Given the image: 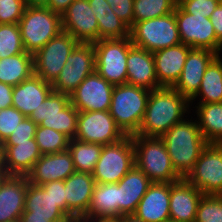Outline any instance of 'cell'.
Segmentation results:
<instances>
[{"mask_svg":"<svg viewBox=\"0 0 222 222\" xmlns=\"http://www.w3.org/2000/svg\"><path fill=\"white\" fill-rule=\"evenodd\" d=\"M96 72L110 84L127 83V55L131 38L100 39L94 44Z\"/></svg>","mask_w":222,"mask_h":222,"instance_id":"cell-8","label":"cell"},{"mask_svg":"<svg viewBox=\"0 0 222 222\" xmlns=\"http://www.w3.org/2000/svg\"><path fill=\"white\" fill-rule=\"evenodd\" d=\"M178 0H134L133 25L139 21L158 18L175 11Z\"/></svg>","mask_w":222,"mask_h":222,"instance_id":"cell-35","label":"cell"},{"mask_svg":"<svg viewBox=\"0 0 222 222\" xmlns=\"http://www.w3.org/2000/svg\"><path fill=\"white\" fill-rule=\"evenodd\" d=\"M76 222H119L118 217L80 218Z\"/></svg>","mask_w":222,"mask_h":222,"instance_id":"cell-49","label":"cell"},{"mask_svg":"<svg viewBox=\"0 0 222 222\" xmlns=\"http://www.w3.org/2000/svg\"><path fill=\"white\" fill-rule=\"evenodd\" d=\"M217 56L218 54L211 50L191 48L181 76L173 88L190 101L199 90L204 72Z\"/></svg>","mask_w":222,"mask_h":222,"instance_id":"cell-17","label":"cell"},{"mask_svg":"<svg viewBox=\"0 0 222 222\" xmlns=\"http://www.w3.org/2000/svg\"><path fill=\"white\" fill-rule=\"evenodd\" d=\"M221 0H178V6L186 13L209 18Z\"/></svg>","mask_w":222,"mask_h":222,"instance_id":"cell-41","label":"cell"},{"mask_svg":"<svg viewBox=\"0 0 222 222\" xmlns=\"http://www.w3.org/2000/svg\"><path fill=\"white\" fill-rule=\"evenodd\" d=\"M26 52L19 24H0V59Z\"/></svg>","mask_w":222,"mask_h":222,"instance_id":"cell-37","label":"cell"},{"mask_svg":"<svg viewBox=\"0 0 222 222\" xmlns=\"http://www.w3.org/2000/svg\"><path fill=\"white\" fill-rule=\"evenodd\" d=\"M161 139L165 143L173 168L182 178L193 169L201 152L208 145L196 120L193 122L184 119L169 129Z\"/></svg>","mask_w":222,"mask_h":222,"instance_id":"cell-2","label":"cell"},{"mask_svg":"<svg viewBox=\"0 0 222 222\" xmlns=\"http://www.w3.org/2000/svg\"><path fill=\"white\" fill-rule=\"evenodd\" d=\"M190 101L173 87L150 91L145 114L135 135L161 138L174 125L184 120Z\"/></svg>","mask_w":222,"mask_h":222,"instance_id":"cell-1","label":"cell"},{"mask_svg":"<svg viewBox=\"0 0 222 222\" xmlns=\"http://www.w3.org/2000/svg\"><path fill=\"white\" fill-rule=\"evenodd\" d=\"M62 30L79 43L98 41V22L88 0H74L61 16Z\"/></svg>","mask_w":222,"mask_h":222,"instance_id":"cell-16","label":"cell"},{"mask_svg":"<svg viewBox=\"0 0 222 222\" xmlns=\"http://www.w3.org/2000/svg\"><path fill=\"white\" fill-rule=\"evenodd\" d=\"M13 86L0 82V110L12 107Z\"/></svg>","mask_w":222,"mask_h":222,"instance_id":"cell-45","label":"cell"},{"mask_svg":"<svg viewBox=\"0 0 222 222\" xmlns=\"http://www.w3.org/2000/svg\"><path fill=\"white\" fill-rule=\"evenodd\" d=\"M185 179L202 194L222 195V144L208 143Z\"/></svg>","mask_w":222,"mask_h":222,"instance_id":"cell-12","label":"cell"},{"mask_svg":"<svg viewBox=\"0 0 222 222\" xmlns=\"http://www.w3.org/2000/svg\"><path fill=\"white\" fill-rule=\"evenodd\" d=\"M8 176V173L6 172V170L3 168L1 171H0V186H1V183L5 180V178Z\"/></svg>","mask_w":222,"mask_h":222,"instance_id":"cell-52","label":"cell"},{"mask_svg":"<svg viewBox=\"0 0 222 222\" xmlns=\"http://www.w3.org/2000/svg\"><path fill=\"white\" fill-rule=\"evenodd\" d=\"M44 218L45 217L32 216V212H23L19 222H50Z\"/></svg>","mask_w":222,"mask_h":222,"instance_id":"cell-48","label":"cell"},{"mask_svg":"<svg viewBox=\"0 0 222 222\" xmlns=\"http://www.w3.org/2000/svg\"><path fill=\"white\" fill-rule=\"evenodd\" d=\"M174 12L181 43L191 48L211 50L219 55L222 42L216 37L209 18L186 13L178 5Z\"/></svg>","mask_w":222,"mask_h":222,"instance_id":"cell-13","label":"cell"},{"mask_svg":"<svg viewBox=\"0 0 222 222\" xmlns=\"http://www.w3.org/2000/svg\"><path fill=\"white\" fill-rule=\"evenodd\" d=\"M18 24L25 51L33 55L62 31L61 15L48 7L27 6Z\"/></svg>","mask_w":222,"mask_h":222,"instance_id":"cell-5","label":"cell"},{"mask_svg":"<svg viewBox=\"0 0 222 222\" xmlns=\"http://www.w3.org/2000/svg\"><path fill=\"white\" fill-rule=\"evenodd\" d=\"M37 126L29 117H25L5 142H28L35 138Z\"/></svg>","mask_w":222,"mask_h":222,"instance_id":"cell-42","label":"cell"},{"mask_svg":"<svg viewBox=\"0 0 222 222\" xmlns=\"http://www.w3.org/2000/svg\"><path fill=\"white\" fill-rule=\"evenodd\" d=\"M113 12L129 27L133 26V5L134 0H106Z\"/></svg>","mask_w":222,"mask_h":222,"instance_id":"cell-43","label":"cell"},{"mask_svg":"<svg viewBox=\"0 0 222 222\" xmlns=\"http://www.w3.org/2000/svg\"><path fill=\"white\" fill-rule=\"evenodd\" d=\"M202 97L198 103H222V59L218 55L207 67L197 94Z\"/></svg>","mask_w":222,"mask_h":222,"instance_id":"cell-33","label":"cell"},{"mask_svg":"<svg viewBox=\"0 0 222 222\" xmlns=\"http://www.w3.org/2000/svg\"><path fill=\"white\" fill-rule=\"evenodd\" d=\"M134 165L132 136H126L117 143L103 145L92 176L96 184L118 183Z\"/></svg>","mask_w":222,"mask_h":222,"instance_id":"cell-9","label":"cell"},{"mask_svg":"<svg viewBox=\"0 0 222 222\" xmlns=\"http://www.w3.org/2000/svg\"><path fill=\"white\" fill-rule=\"evenodd\" d=\"M3 168L8 175L27 176L42 156L35 138L28 142H4L2 144Z\"/></svg>","mask_w":222,"mask_h":222,"instance_id":"cell-20","label":"cell"},{"mask_svg":"<svg viewBox=\"0 0 222 222\" xmlns=\"http://www.w3.org/2000/svg\"><path fill=\"white\" fill-rule=\"evenodd\" d=\"M190 46L183 43L152 52L155 72L161 87H173L179 80Z\"/></svg>","mask_w":222,"mask_h":222,"instance_id":"cell-23","label":"cell"},{"mask_svg":"<svg viewBox=\"0 0 222 222\" xmlns=\"http://www.w3.org/2000/svg\"><path fill=\"white\" fill-rule=\"evenodd\" d=\"M52 91L51 83L33 74L13 87L12 107H15L25 117H29Z\"/></svg>","mask_w":222,"mask_h":222,"instance_id":"cell-27","label":"cell"},{"mask_svg":"<svg viewBox=\"0 0 222 222\" xmlns=\"http://www.w3.org/2000/svg\"><path fill=\"white\" fill-rule=\"evenodd\" d=\"M135 165L152 183H174L182 177L173 168L164 141L159 137L132 135Z\"/></svg>","mask_w":222,"mask_h":222,"instance_id":"cell-3","label":"cell"},{"mask_svg":"<svg viewBox=\"0 0 222 222\" xmlns=\"http://www.w3.org/2000/svg\"><path fill=\"white\" fill-rule=\"evenodd\" d=\"M78 43L70 33L62 30L33 55L34 74L52 84Z\"/></svg>","mask_w":222,"mask_h":222,"instance_id":"cell-11","label":"cell"},{"mask_svg":"<svg viewBox=\"0 0 222 222\" xmlns=\"http://www.w3.org/2000/svg\"><path fill=\"white\" fill-rule=\"evenodd\" d=\"M66 60L59 76L51 85L54 92L70 96L88 75L96 71L93 43H78Z\"/></svg>","mask_w":222,"mask_h":222,"instance_id":"cell-10","label":"cell"},{"mask_svg":"<svg viewBox=\"0 0 222 222\" xmlns=\"http://www.w3.org/2000/svg\"><path fill=\"white\" fill-rule=\"evenodd\" d=\"M170 183H152L134 215L144 222H170Z\"/></svg>","mask_w":222,"mask_h":222,"instance_id":"cell-24","label":"cell"},{"mask_svg":"<svg viewBox=\"0 0 222 222\" xmlns=\"http://www.w3.org/2000/svg\"><path fill=\"white\" fill-rule=\"evenodd\" d=\"M103 145L70 139L68 150L76 171L92 174L100 158Z\"/></svg>","mask_w":222,"mask_h":222,"instance_id":"cell-34","label":"cell"},{"mask_svg":"<svg viewBox=\"0 0 222 222\" xmlns=\"http://www.w3.org/2000/svg\"><path fill=\"white\" fill-rule=\"evenodd\" d=\"M209 19L213 25L216 37L222 42V2L216 7Z\"/></svg>","mask_w":222,"mask_h":222,"instance_id":"cell-46","label":"cell"},{"mask_svg":"<svg viewBox=\"0 0 222 222\" xmlns=\"http://www.w3.org/2000/svg\"><path fill=\"white\" fill-rule=\"evenodd\" d=\"M127 84L149 90L158 89L155 62L152 52L132 46L127 55Z\"/></svg>","mask_w":222,"mask_h":222,"instance_id":"cell-26","label":"cell"},{"mask_svg":"<svg viewBox=\"0 0 222 222\" xmlns=\"http://www.w3.org/2000/svg\"><path fill=\"white\" fill-rule=\"evenodd\" d=\"M119 222H144V221L138 219L134 214H130L119 217Z\"/></svg>","mask_w":222,"mask_h":222,"instance_id":"cell-51","label":"cell"},{"mask_svg":"<svg viewBox=\"0 0 222 222\" xmlns=\"http://www.w3.org/2000/svg\"><path fill=\"white\" fill-rule=\"evenodd\" d=\"M26 7L25 0H0V24H18Z\"/></svg>","mask_w":222,"mask_h":222,"instance_id":"cell-39","label":"cell"},{"mask_svg":"<svg viewBox=\"0 0 222 222\" xmlns=\"http://www.w3.org/2000/svg\"><path fill=\"white\" fill-rule=\"evenodd\" d=\"M34 74L33 54L23 52L0 59V82L16 86Z\"/></svg>","mask_w":222,"mask_h":222,"instance_id":"cell-31","label":"cell"},{"mask_svg":"<svg viewBox=\"0 0 222 222\" xmlns=\"http://www.w3.org/2000/svg\"><path fill=\"white\" fill-rule=\"evenodd\" d=\"M74 0H50L48 4V8L59 15L62 16V14L67 10L69 5L73 2Z\"/></svg>","mask_w":222,"mask_h":222,"instance_id":"cell-47","label":"cell"},{"mask_svg":"<svg viewBox=\"0 0 222 222\" xmlns=\"http://www.w3.org/2000/svg\"><path fill=\"white\" fill-rule=\"evenodd\" d=\"M25 116L15 107L0 110V141L2 143L13 133Z\"/></svg>","mask_w":222,"mask_h":222,"instance_id":"cell-40","label":"cell"},{"mask_svg":"<svg viewBox=\"0 0 222 222\" xmlns=\"http://www.w3.org/2000/svg\"><path fill=\"white\" fill-rule=\"evenodd\" d=\"M203 194L185 178L170 183V222H195Z\"/></svg>","mask_w":222,"mask_h":222,"instance_id":"cell-21","label":"cell"},{"mask_svg":"<svg viewBox=\"0 0 222 222\" xmlns=\"http://www.w3.org/2000/svg\"><path fill=\"white\" fill-rule=\"evenodd\" d=\"M132 44L155 52L181 43L175 12L136 22L130 28Z\"/></svg>","mask_w":222,"mask_h":222,"instance_id":"cell-6","label":"cell"},{"mask_svg":"<svg viewBox=\"0 0 222 222\" xmlns=\"http://www.w3.org/2000/svg\"><path fill=\"white\" fill-rule=\"evenodd\" d=\"M195 222H222V195L203 194Z\"/></svg>","mask_w":222,"mask_h":222,"instance_id":"cell-38","label":"cell"},{"mask_svg":"<svg viewBox=\"0 0 222 222\" xmlns=\"http://www.w3.org/2000/svg\"><path fill=\"white\" fill-rule=\"evenodd\" d=\"M152 184L136 165L117 183V203L120 217L134 214L138 203Z\"/></svg>","mask_w":222,"mask_h":222,"instance_id":"cell-25","label":"cell"},{"mask_svg":"<svg viewBox=\"0 0 222 222\" xmlns=\"http://www.w3.org/2000/svg\"><path fill=\"white\" fill-rule=\"evenodd\" d=\"M24 212H32V216L45 217L44 219L50 222H74L58 206L50 193L31 183L27 187Z\"/></svg>","mask_w":222,"mask_h":222,"instance_id":"cell-28","label":"cell"},{"mask_svg":"<svg viewBox=\"0 0 222 222\" xmlns=\"http://www.w3.org/2000/svg\"><path fill=\"white\" fill-rule=\"evenodd\" d=\"M29 180L27 176L8 175L0 186V222L19 221L24 212Z\"/></svg>","mask_w":222,"mask_h":222,"instance_id":"cell-22","label":"cell"},{"mask_svg":"<svg viewBox=\"0 0 222 222\" xmlns=\"http://www.w3.org/2000/svg\"><path fill=\"white\" fill-rule=\"evenodd\" d=\"M126 135L116 125L109 111H83L77 118L75 139L101 145L114 144Z\"/></svg>","mask_w":222,"mask_h":222,"instance_id":"cell-14","label":"cell"},{"mask_svg":"<svg viewBox=\"0 0 222 222\" xmlns=\"http://www.w3.org/2000/svg\"><path fill=\"white\" fill-rule=\"evenodd\" d=\"M3 169L2 151L0 149V171Z\"/></svg>","mask_w":222,"mask_h":222,"instance_id":"cell-53","label":"cell"},{"mask_svg":"<svg viewBox=\"0 0 222 222\" xmlns=\"http://www.w3.org/2000/svg\"><path fill=\"white\" fill-rule=\"evenodd\" d=\"M76 171L69 150L42 155L27 175L29 183L41 186L51 181H64Z\"/></svg>","mask_w":222,"mask_h":222,"instance_id":"cell-19","label":"cell"},{"mask_svg":"<svg viewBox=\"0 0 222 222\" xmlns=\"http://www.w3.org/2000/svg\"><path fill=\"white\" fill-rule=\"evenodd\" d=\"M113 88L94 71L70 95V102L79 112L109 111Z\"/></svg>","mask_w":222,"mask_h":222,"instance_id":"cell-15","label":"cell"},{"mask_svg":"<svg viewBox=\"0 0 222 222\" xmlns=\"http://www.w3.org/2000/svg\"><path fill=\"white\" fill-rule=\"evenodd\" d=\"M50 0H25L26 6L47 7Z\"/></svg>","mask_w":222,"mask_h":222,"instance_id":"cell-50","label":"cell"},{"mask_svg":"<svg viewBox=\"0 0 222 222\" xmlns=\"http://www.w3.org/2000/svg\"><path fill=\"white\" fill-rule=\"evenodd\" d=\"M78 114L69 95L52 91L29 118L38 126L54 129L74 139Z\"/></svg>","mask_w":222,"mask_h":222,"instance_id":"cell-7","label":"cell"},{"mask_svg":"<svg viewBox=\"0 0 222 222\" xmlns=\"http://www.w3.org/2000/svg\"><path fill=\"white\" fill-rule=\"evenodd\" d=\"M150 91L127 83L114 86L109 112L126 136L139 131Z\"/></svg>","mask_w":222,"mask_h":222,"instance_id":"cell-4","label":"cell"},{"mask_svg":"<svg viewBox=\"0 0 222 222\" xmlns=\"http://www.w3.org/2000/svg\"><path fill=\"white\" fill-rule=\"evenodd\" d=\"M120 217L117 183L95 184L91 204L82 218Z\"/></svg>","mask_w":222,"mask_h":222,"instance_id":"cell-30","label":"cell"},{"mask_svg":"<svg viewBox=\"0 0 222 222\" xmlns=\"http://www.w3.org/2000/svg\"><path fill=\"white\" fill-rule=\"evenodd\" d=\"M41 187L50 193L54 200L57 202L58 206L66 213V198L64 181H51L41 185Z\"/></svg>","mask_w":222,"mask_h":222,"instance_id":"cell-44","label":"cell"},{"mask_svg":"<svg viewBox=\"0 0 222 222\" xmlns=\"http://www.w3.org/2000/svg\"><path fill=\"white\" fill-rule=\"evenodd\" d=\"M95 184L92 174L78 171L64 180L66 214L74 222L87 213Z\"/></svg>","mask_w":222,"mask_h":222,"instance_id":"cell-18","label":"cell"},{"mask_svg":"<svg viewBox=\"0 0 222 222\" xmlns=\"http://www.w3.org/2000/svg\"><path fill=\"white\" fill-rule=\"evenodd\" d=\"M196 109L203 137L208 143L222 144V103H199Z\"/></svg>","mask_w":222,"mask_h":222,"instance_id":"cell-32","label":"cell"},{"mask_svg":"<svg viewBox=\"0 0 222 222\" xmlns=\"http://www.w3.org/2000/svg\"><path fill=\"white\" fill-rule=\"evenodd\" d=\"M98 22V40L130 37V28L113 12L106 0H88Z\"/></svg>","mask_w":222,"mask_h":222,"instance_id":"cell-29","label":"cell"},{"mask_svg":"<svg viewBox=\"0 0 222 222\" xmlns=\"http://www.w3.org/2000/svg\"><path fill=\"white\" fill-rule=\"evenodd\" d=\"M35 140L42 155L68 150L70 138L54 129L37 126Z\"/></svg>","mask_w":222,"mask_h":222,"instance_id":"cell-36","label":"cell"}]
</instances>
